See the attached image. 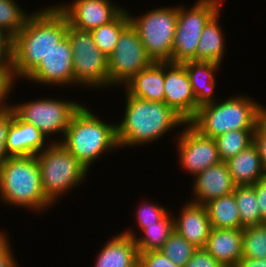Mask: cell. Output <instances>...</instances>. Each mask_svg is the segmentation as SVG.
<instances>
[{"label": "cell", "instance_id": "9", "mask_svg": "<svg viewBox=\"0 0 266 267\" xmlns=\"http://www.w3.org/2000/svg\"><path fill=\"white\" fill-rule=\"evenodd\" d=\"M222 0H198L189 10L178 7L177 26L172 47V63L195 60L200 35L208 21L220 11Z\"/></svg>", "mask_w": 266, "mask_h": 267}, {"label": "cell", "instance_id": "30", "mask_svg": "<svg viewBox=\"0 0 266 267\" xmlns=\"http://www.w3.org/2000/svg\"><path fill=\"white\" fill-rule=\"evenodd\" d=\"M14 0H0V28L13 38L24 27L30 16Z\"/></svg>", "mask_w": 266, "mask_h": 267}, {"label": "cell", "instance_id": "29", "mask_svg": "<svg viewBox=\"0 0 266 267\" xmlns=\"http://www.w3.org/2000/svg\"><path fill=\"white\" fill-rule=\"evenodd\" d=\"M255 130H230L215 138L221 161H227L253 143Z\"/></svg>", "mask_w": 266, "mask_h": 267}, {"label": "cell", "instance_id": "3", "mask_svg": "<svg viewBox=\"0 0 266 267\" xmlns=\"http://www.w3.org/2000/svg\"><path fill=\"white\" fill-rule=\"evenodd\" d=\"M89 108L82 105L73 115L61 143L88 170L94 160L110 150L119 148L116 124L97 118ZM97 158V159H96Z\"/></svg>", "mask_w": 266, "mask_h": 267}, {"label": "cell", "instance_id": "13", "mask_svg": "<svg viewBox=\"0 0 266 267\" xmlns=\"http://www.w3.org/2000/svg\"><path fill=\"white\" fill-rule=\"evenodd\" d=\"M164 84V103L189 123L197 113V103L184 65L165 62Z\"/></svg>", "mask_w": 266, "mask_h": 267}, {"label": "cell", "instance_id": "40", "mask_svg": "<svg viewBox=\"0 0 266 267\" xmlns=\"http://www.w3.org/2000/svg\"><path fill=\"white\" fill-rule=\"evenodd\" d=\"M252 186L257 196L261 218L266 222V177L261 178Z\"/></svg>", "mask_w": 266, "mask_h": 267}, {"label": "cell", "instance_id": "1", "mask_svg": "<svg viewBox=\"0 0 266 267\" xmlns=\"http://www.w3.org/2000/svg\"><path fill=\"white\" fill-rule=\"evenodd\" d=\"M68 25L67 17L56 5L32 13L13 38L14 76L25 80L66 36Z\"/></svg>", "mask_w": 266, "mask_h": 267}, {"label": "cell", "instance_id": "34", "mask_svg": "<svg viewBox=\"0 0 266 267\" xmlns=\"http://www.w3.org/2000/svg\"><path fill=\"white\" fill-rule=\"evenodd\" d=\"M14 117L11 106L0 110V166L10 157L6 151L9 126Z\"/></svg>", "mask_w": 266, "mask_h": 267}, {"label": "cell", "instance_id": "33", "mask_svg": "<svg viewBox=\"0 0 266 267\" xmlns=\"http://www.w3.org/2000/svg\"><path fill=\"white\" fill-rule=\"evenodd\" d=\"M136 212V219L138 223L139 230L146 228V225H152L156 222L162 220L168 213L166 208L162 205L159 206L156 203H144L140 205Z\"/></svg>", "mask_w": 266, "mask_h": 267}, {"label": "cell", "instance_id": "41", "mask_svg": "<svg viewBox=\"0 0 266 267\" xmlns=\"http://www.w3.org/2000/svg\"><path fill=\"white\" fill-rule=\"evenodd\" d=\"M235 267H266V257L258 259L242 257Z\"/></svg>", "mask_w": 266, "mask_h": 267}, {"label": "cell", "instance_id": "17", "mask_svg": "<svg viewBox=\"0 0 266 267\" xmlns=\"http://www.w3.org/2000/svg\"><path fill=\"white\" fill-rule=\"evenodd\" d=\"M178 216H174V231L194 247L204 248L212 229L206 206L187 202Z\"/></svg>", "mask_w": 266, "mask_h": 267}, {"label": "cell", "instance_id": "18", "mask_svg": "<svg viewBox=\"0 0 266 267\" xmlns=\"http://www.w3.org/2000/svg\"><path fill=\"white\" fill-rule=\"evenodd\" d=\"M45 140L46 137L36 126L22 121L14 113L6 142V151L10 157L36 155L49 145Z\"/></svg>", "mask_w": 266, "mask_h": 267}, {"label": "cell", "instance_id": "43", "mask_svg": "<svg viewBox=\"0 0 266 267\" xmlns=\"http://www.w3.org/2000/svg\"><path fill=\"white\" fill-rule=\"evenodd\" d=\"M5 232H0V257L11 247Z\"/></svg>", "mask_w": 266, "mask_h": 267}, {"label": "cell", "instance_id": "32", "mask_svg": "<svg viewBox=\"0 0 266 267\" xmlns=\"http://www.w3.org/2000/svg\"><path fill=\"white\" fill-rule=\"evenodd\" d=\"M196 249L184 237L173 231L159 251L175 265L185 267L186 262L192 257Z\"/></svg>", "mask_w": 266, "mask_h": 267}, {"label": "cell", "instance_id": "24", "mask_svg": "<svg viewBox=\"0 0 266 267\" xmlns=\"http://www.w3.org/2000/svg\"><path fill=\"white\" fill-rule=\"evenodd\" d=\"M219 14L220 11L208 21L200 35L195 53V60L197 61H211L222 64L226 47L224 33L218 21Z\"/></svg>", "mask_w": 266, "mask_h": 267}, {"label": "cell", "instance_id": "4", "mask_svg": "<svg viewBox=\"0 0 266 267\" xmlns=\"http://www.w3.org/2000/svg\"><path fill=\"white\" fill-rule=\"evenodd\" d=\"M0 199L37 213L53 205L43 192L36 155L9 157L0 166Z\"/></svg>", "mask_w": 266, "mask_h": 267}, {"label": "cell", "instance_id": "11", "mask_svg": "<svg viewBox=\"0 0 266 267\" xmlns=\"http://www.w3.org/2000/svg\"><path fill=\"white\" fill-rule=\"evenodd\" d=\"M152 63L138 31L130 23L121 32L115 49L108 56L109 87L125 85L133 76Z\"/></svg>", "mask_w": 266, "mask_h": 267}, {"label": "cell", "instance_id": "44", "mask_svg": "<svg viewBox=\"0 0 266 267\" xmlns=\"http://www.w3.org/2000/svg\"><path fill=\"white\" fill-rule=\"evenodd\" d=\"M265 133H266V107L262 105L259 112V125H258Z\"/></svg>", "mask_w": 266, "mask_h": 267}, {"label": "cell", "instance_id": "39", "mask_svg": "<svg viewBox=\"0 0 266 267\" xmlns=\"http://www.w3.org/2000/svg\"><path fill=\"white\" fill-rule=\"evenodd\" d=\"M253 144L256 146L262 160L264 175L266 177V133L259 126L253 132Z\"/></svg>", "mask_w": 266, "mask_h": 267}, {"label": "cell", "instance_id": "21", "mask_svg": "<svg viewBox=\"0 0 266 267\" xmlns=\"http://www.w3.org/2000/svg\"><path fill=\"white\" fill-rule=\"evenodd\" d=\"M96 257L94 267H133L139 262V252L132 237L121 232L112 237Z\"/></svg>", "mask_w": 266, "mask_h": 267}, {"label": "cell", "instance_id": "28", "mask_svg": "<svg viewBox=\"0 0 266 267\" xmlns=\"http://www.w3.org/2000/svg\"><path fill=\"white\" fill-rule=\"evenodd\" d=\"M233 194L240 214L241 229L265 223L252 185H237Z\"/></svg>", "mask_w": 266, "mask_h": 267}, {"label": "cell", "instance_id": "10", "mask_svg": "<svg viewBox=\"0 0 266 267\" xmlns=\"http://www.w3.org/2000/svg\"><path fill=\"white\" fill-rule=\"evenodd\" d=\"M81 106L82 104L69 100L48 98L11 105L14 113L22 121L36 126L46 139L60 132L64 135L70 120Z\"/></svg>", "mask_w": 266, "mask_h": 267}, {"label": "cell", "instance_id": "14", "mask_svg": "<svg viewBox=\"0 0 266 267\" xmlns=\"http://www.w3.org/2000/svg\"><path fill=\"white\" fill-rule=\"evenodd\" d=\"M109 0H74L70 5H56L67 17L69 25L91 31L113 21L125 8Z\"/></svg>", "mask_w": 266, "mask_h": 267}, {"label": "cell", "instance_id": "23", "mask_svg": "<svg viewBox=\"0 0 266 267\" xmlns=\"http://www.w3.org/2000/svg\"><path fill=\"white\" fill-rule=\"evenodd\" d=\"M225 162L236 185H253L265 177L262 160L253 143Z\"/></svg>", "mask_w": 266, "mask_h": 267}, {"label": "cell", "instance_id": "25", "mask_svg": "<svg viewBox=\"0 0 266 267\" xmlns=\"http://www.w3.org/2000/svg\"><path fill=\"white\" fill-rule=\"evenodd\" d=\"M173 231L174 217L168 213L162 220L155 224L146 225V228L141 231V237L139 238L131 230L128 231V229L123 233L134 239L138 252L141 253L159 251Z\"/></svg>", "mask_w": 266, "mask_h": 267}, {"label": "cell", "instance_id": "5", "mask_svg": "<svg viewBox=\"0 0 266 267\" xmlns=\"http://www.w3.org/2000/svg\"><path fill=\"white\" fill-rule=\"evenodd\" d=\"M261 107L250 97L230 96L199 107L189 123L202 135L215 139L230 130H255Z\"/></svg>", "mask_w": 266, "mask_h": 267}, {"label": "cell", "instance_id": "8", "mask_svg": "<svg viewBox=\"0 0 266 267\" xmlns=\"http://www.w3.org/2000/svg\"><path fill=\"white\" fill-rule=\"evenodd\" d=\"M177 16L178 6L150 10L140 17L129 14L130 23L153 62H171Z\"/></svg>", "mask_w": 266, "mask_h": 267}, {"label": "cell", "instance_id": "2", "mask_svg": "<svg viewBox=\"0 0 266 267\" xmlns=\"http://www.w3.org/2000/svg\"><path fill=\"white\" fill-rule=\"evenodd\" d=\"M125 93L124 118L116 124L120 148L156 141L170 129L186 123L164 102H152Z\"/></svg>", "mask_w": 266, "mask_h": 267}, {"label": "cell", "instance_id": "7", "mask_svg": "<svg viewBox=\"0 0 266 267\" xmlns=\"http://www.w3.org/2000/svg\"><path fill=\"white\" fill-rule=\"evenodd\" d=\"M66 36L72 49L74 85L108 87V57L95 45L91 32L68 25Z\"/></svg>", "mask_w": 266, "mask_h": 267}, {"label": "cell", "instance_id": "35", "mask_svg": "<svg viewBox=\"0 0 266 267\" xmlns=\"http://www.w3.org/2000/svg\"><path fill=\"white\" fill-rule=\"evenodd\" d=\"M15 78L12 66H0V110L11 106L5 100L12 93L13 82L17 80Z\"/></svg>", "mask_w": 266, "mask_h": 267}, {"label": "cell", "instance_id": "22", "mask_svg": "<svg viewBox=\"0 0 266 267\" xmlns=\"http://www.w3.org/2000/svg\"><path fill=\"white\" fill-rule=\"evenodd\" d=\"M189 75L192 90L196 98L198 108L217 101L213 94L216 87L214 73L217 72L220 64L211 61H188L182 63Z\"/></svg>", "mask_w": 266, "mask_h": 267}, {"label": "cell", "instance_id": "27", "mask_svg": "<svg viewBox=\"0 0 266 267\" xmlns=\"http://www.w3.org/2000/svg\"><path fill=\"white\" fill-rule=\"evenodd\" d=\"M129 24V12L124 9L113 21L90 31L95 45L108 57L115 49L121 32Z\"/></svg>", "mask_w": 266, "mask_h": 267}, {"label": "cell", "instance_id": "36", "mask_svg": "<svg viewBox=\"0 0 266 267\" xmlns=\"http://www.w3.org/2000/svg\"><path fill=\"white\" fill-rule=\"evenodd\" d=\"M141 267H180L175 265L161 251H149L139 253Z\"/></svg>", "mask_w": 266, "mask_h": 267}, {"label": "cell", "instance_id": "38", "mask_svg": "<svg viewBox=\"0 0 266 267\" xmlns=\"http://www.w3.org/2000/svg\"><path fill=\"white\" fill-rule=\"evenodd\" d=\"M13 37L0 28V66H12Z\"/></svg>", "mask_w": 266, "mask_h": 267}, {"label": "cell", "instance_id": "12", "mask_svg": "<svg viewBox=\"0 0 266 267\" xmlns=\"http://www.w3.org/2000/svg\"><path fill=\"white\" fill-rule=\"evenodd\" d=\"M178 137V161L183 170L193 176L221 162L214 138L202 135L190 123H185Z\"/></svg>", "mask_w": 266, "mask_h": 267}, {"label": "cell", "instance_id": "45", "mask_svg": "<svg viewBox=\"0 0 266 267\" xmlns=\"http://www.w3.org/2000/svg\"><path fill=\"white\" fill-rule=\"evenodd\" d=\"M133 267H141L140 263L138 262L135 266Z\"/></svg>", "mask_w": 266, "mask_h": 267}, {"label": "cell", "instance_id": "31", "mask_svg": "<svg viewBox=\"0 0 266 267\" xmlns=\"http://www.w3.org/2000/svg\"><path fill=\"white\" fill-rule=\"evenodd\" d=\"M242 257H266V222L243 229Z\"/></svg>", "mask_w": 266, "mask_h": 267}, {"label": "cell", "instance_id": "6", "mask_svg": "<svg viewBox=\"0 0 266 267\" xmlns=\"http://www.w3.org/2000/svg\"><path fill=\"white\" fill-rule=\"evenodd\" d=\"M36 157L43 192L53 205L60 195L80 185L89 171L61 143H50Z\"/></svg>", "mask_w": 266, "mask_h": 267}, {"label": "cell", "instance_id": "19", "mask_svg": "<svg viewBox=\"0 0 266 267\" xmlns=\"http://www.w3.org/2000/svg\"><path fill=\"white\" fill-rule=\"evenodd\" d=\"M243 229L212 228L205 249L224 267H235L242 258Z\"/></svg>", "mask_w": 266, "mask_h": 267}, {"label": "cell", "instance_id": "15", "mask_svg": "<svg viewBox=\"0 0 266 267\" xmlns=\"http://www.w3.org/2000/svg\"><path fill=\"white\" fill-rule=\"evenodd\" d=\"M41 84H74L72 49L65 36L56 47L25 78Z\"/></svg>", "mask_w": 266, "mask_h": 267}, {"label": "cell", "instance_id": "37", "mask_svg": "<svg viewBox=\"0 0 266 267\" xmlns=\"http://www.w3.org/2000/svg\"><path fill=\"white\" fill-rule=\"evenodd\" d=\"M185 267H224L205 248H197Z\"/></svg>", "mask_w": 266, "mask_h": 267}, {"label": "cell", "instance_id": "16", "mask_svg": "<svg viewBox=\"0 0 266 267\" xmlns=\"http://www.w3.org/2000/svg\"><path fill=\"white\" fill-rule=\"evenodd\" d=\"M236 186L227 163L221 161L195 176L192 186L195 200L192 202L205 205L210 200L233 193Z\"/></svg>", "mask_w": 266, "mask_h": 267}, {"label": "cell", "instance_id": "20", "mask_svg": "<svg viewBox=\"0 0 266 267\" xmlns=\"http://www.w3.org/2000/svg\"><path fill=\"white\" fill-rule=\"evenodd\" d=\"M165 62H153L133 76L125 85V91L137 98L152 102H164Z\"/></svg>", "mask_w": 266, "mask_h": 267}, {"label": "cell", "instance_id": "26", "mask_svg": "<svg viewBox=\"0 0 266 267\" xmlns=\"http://www.w3.org/2000/svg\"><path fill=\"white\" fill-rule=\"evenodd\" d=\"M205 206L212 228H241L240 214L233 193L210 200Z\"/></svg>", "mask_w": 266, "mask_h": 267}, {"label": "cell", "instance_id": "42", "mask_svg": "<svg viewBox=\"0 0 266 267\" xmlns=\"http://www.w3.org/2000/svg\"><path fill=\"white\" fill-rule=\"evenodd\" d=\"M13 249L9 248L1 257H0V267H18L17 261L12 254ZM17 263V264H16Z\"/></svg>", "mask_w": 266, "mask_h": 267}]
</instances>
